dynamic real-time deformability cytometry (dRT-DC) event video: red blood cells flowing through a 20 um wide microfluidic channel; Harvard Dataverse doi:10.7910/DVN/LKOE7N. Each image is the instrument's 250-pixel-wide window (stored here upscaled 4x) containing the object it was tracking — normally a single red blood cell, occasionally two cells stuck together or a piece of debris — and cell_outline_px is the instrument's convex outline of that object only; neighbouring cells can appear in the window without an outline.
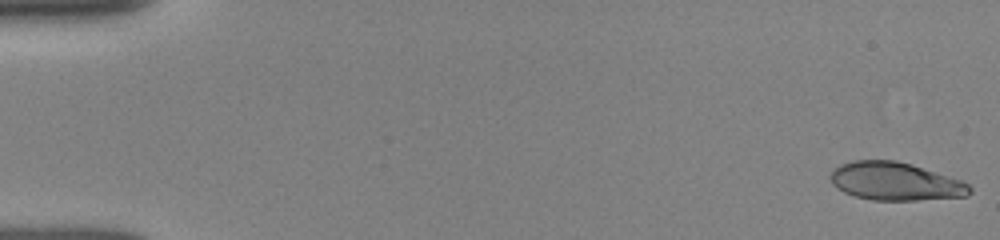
{"species": "human", "species_latin": "Homo sapiens", "temperature_condition": "room temperature", "stored_images_in_passage": 37, "camera_frame_rate_fps": 3000, "um_per_image_px": 0.085, "donor": {"sex": "female"}, "frame": {"image": 1, "passage_image": 1, "time_ms": 0.0, "image_size_px": [1000, 240], "cell_outline_px": [[972, 192], [968, 196], [916, 200], [872, 200], [856, 196], [844, 192], [836, 188], [832, 184], [832, 172], [840, 164], [852, 160], [896, 160], [912, 164], [960, 180], [968, 184], [972, 188]], "centroid_in_image_um": [76.11, 15.42], "position_along_channel_um": 8.9, "area_um2": 30.75}}
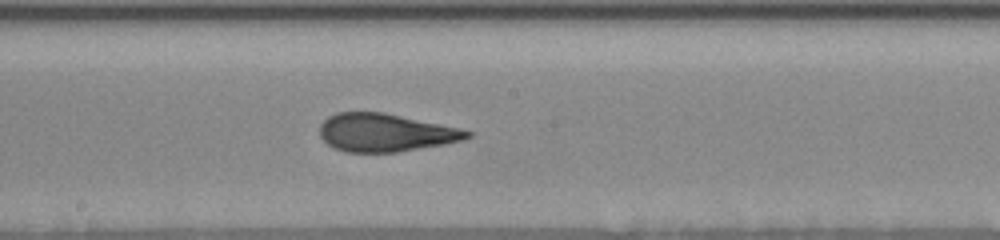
{"frame": {"image": 2, "passage_image": 23, "time_ms": 7.333, "image_size_px": [1000, 240], "cell_outline_px": [[472, 136], [464, 140], [444, 144], [396, 152], [344, 152], [332, 148], [320, 136], [320, 124], [328, 116], [336, 112], [384, 112], [460, 128], [472, 132]], "centroid_in_image_um": [32.74, 11.27], "position_along_channel_um": 215.5, "area_um2": 32.71}}
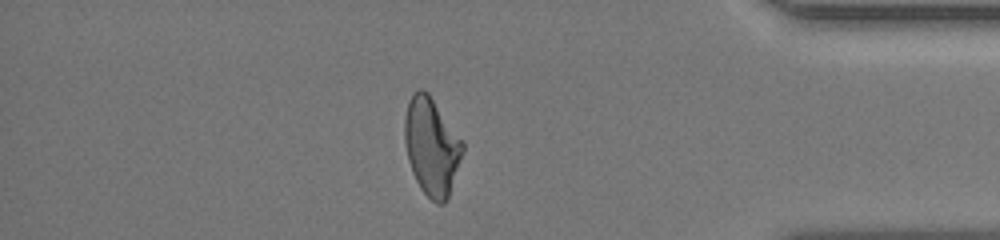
{"frame": {"image": 3, "passage_image": 34, "time_ms": 11.0, "image_size_px": [1000, 240], "cell_outline_px": [[464, 152], [448, 200], [444, 204], [436, 204], [420, 188], [412, 172], [408, 160], [404, 144], [404, 120], [408, 100], [412, 92], [416, 88], [424, 88], [428, 92], [464, 140]], "centroid_in_image_um": [36.7, 12.43], "position_along_channel_um": 398.5, "area_um2": 33.81}}